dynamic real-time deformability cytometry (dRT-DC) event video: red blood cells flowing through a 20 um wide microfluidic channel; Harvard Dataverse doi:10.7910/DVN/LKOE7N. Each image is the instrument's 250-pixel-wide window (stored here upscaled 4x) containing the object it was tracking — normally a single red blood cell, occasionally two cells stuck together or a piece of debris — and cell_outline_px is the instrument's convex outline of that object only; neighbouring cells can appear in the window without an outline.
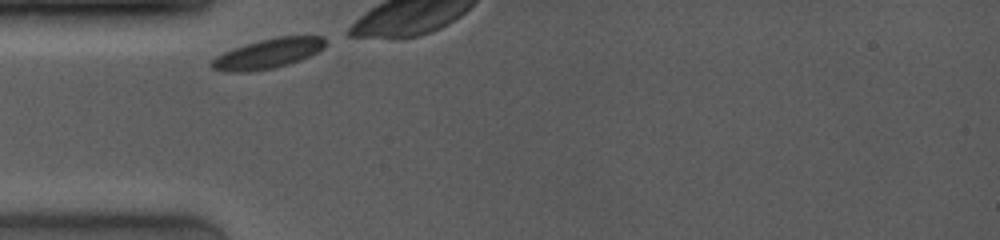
{"species": "common noctule bat (a hibernating species)", "species_latin": "Nyctalus noctula", "temperature_condition": "room temperature", "stored_images_in_passage": 28, "camera_frame_rate_fps": 4000, "um_per_image_px": 0.085, "animal": {"sex": "female", "body_mass_g": 19.0, "forearm_length_mm": 53.3}, "frame": {"image": 1, "passage_image": 1, "time_ms": 0.0, "image_size_px": [1000, 240], "cell_outline_px": [[324, 48], [300, 60], [288, 64], [272, 68], [252, 72], [224, 72], [212, 68], [208, 64], [216, 56], [224, 52], [260, 40], [280, 36], [324, 36]], "centroid_in_image_um": [22.74, 4.57], "position_along_channel_um": 62.3, "area_um2": 19.54}, "authors_computed_cell_mechanics": {"area_um2": 19.6809, "velocity_mm_per_s": 3.7545, "shape_relaxation_time_tau1_ms": 2.4041, "shape_relaxation_time_tau2_ms": 3.4196, "deformation_change_tau1": 0.0431, "deformation_change_tau2": 0.0391}}